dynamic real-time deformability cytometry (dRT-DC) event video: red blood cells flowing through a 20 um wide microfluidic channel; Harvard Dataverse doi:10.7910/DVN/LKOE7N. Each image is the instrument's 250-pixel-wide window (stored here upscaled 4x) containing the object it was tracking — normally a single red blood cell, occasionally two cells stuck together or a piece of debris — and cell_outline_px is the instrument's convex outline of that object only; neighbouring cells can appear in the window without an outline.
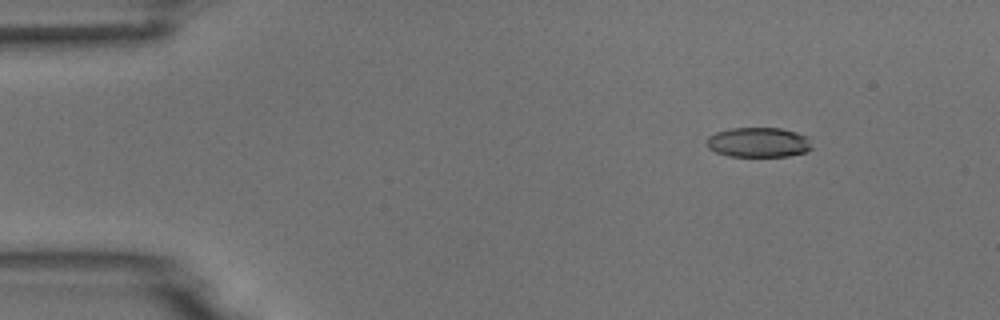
{"species": "common noctule bat (a hibernating species)", "species_latin": "Nyctalus noctula", "temperature_condition": "room temperature", "stored_images_in_passage": 6, "camera_frame_rate_fps": 3000, "um_per_image_px": 0.085, "animal": {"sex": "male", "body_mass_g": 18.8}, "frame": {"image": 1, "passage_image": 2, "time_ms": 1.0, "image_size_px": [1000, 320], "cell_outline_px": [[812, 148], [808, 152], [788, 156], [728, 156], [716, 152], [708, 148], [704, 144], [708, 136], [716, 132], [732, 128], [780, 128], [796, 132], [808, 136]], "centroid_in_image_um": [64.46, 12.1], "position_along_channel_um": 20.5, "area_um2": 18.5}}
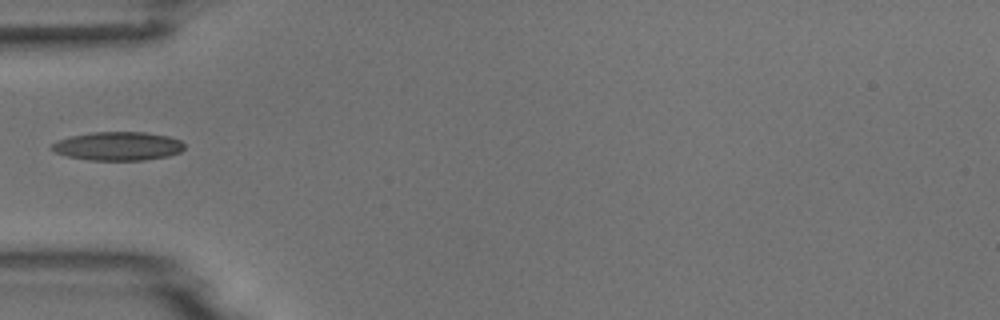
{"frame": {"image": 2, "passage_image": 5, "time_ms": 4.667, "image_size_px": [1000, 320], "cell_outline_px": [[184, 148], [180, 152], [168, 156], [144, 160], [88, 160], [68, 156], [56, 152], [48, 148], [56, 140], [72, 136], [92, 132], [144, 132], [168, 136], [180, 140], [184, 144]], "centroid_in_image_um": [10.01, 12.42], "position_along_channel_um": 75.0, "area_um2": 22.14}}